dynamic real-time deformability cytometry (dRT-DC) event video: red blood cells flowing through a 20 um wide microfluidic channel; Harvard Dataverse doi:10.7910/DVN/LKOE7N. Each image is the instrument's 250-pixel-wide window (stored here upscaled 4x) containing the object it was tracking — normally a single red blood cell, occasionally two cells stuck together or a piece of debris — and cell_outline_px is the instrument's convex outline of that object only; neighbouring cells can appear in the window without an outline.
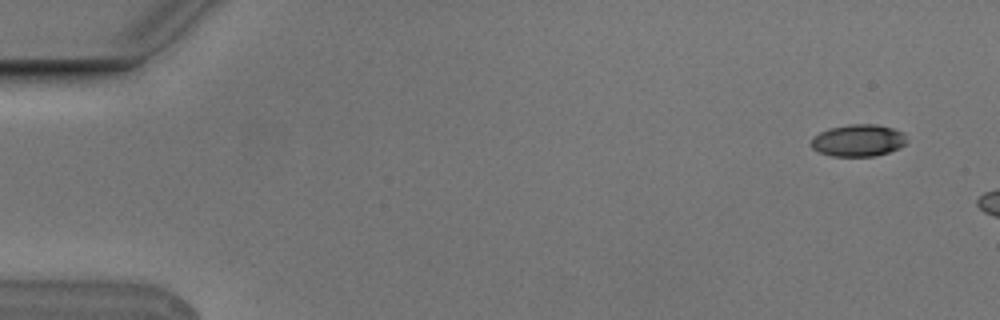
{"species": "Egyptian fruit bat (a non-hibernating species)", "species_latin": "Rousettus aegyptiacus", "temperature_condition": "cold", "stored_images_in_passage": 5, "camera_frame_rate_fps": 3000, "um_per_image_px": 0.085, "animal": {"sex": "male"}, "frame": {"image": 1, "passage_image": 1, "time_ms": 0.0, "image_size_px": [1000, 320], "cell_outline_px": [[908, 140], [900, 148], [876, 156], [832, 156], [820, 152], [812, 148], [812, 140], [820, 132], [832, 128], [852, 124], [876, 124], [892, 128], [904, 132]], "centroid_in_image_um": [73.01, 11.94], "position_along_channel_um": 12.0, "area_um2": 17.69}}